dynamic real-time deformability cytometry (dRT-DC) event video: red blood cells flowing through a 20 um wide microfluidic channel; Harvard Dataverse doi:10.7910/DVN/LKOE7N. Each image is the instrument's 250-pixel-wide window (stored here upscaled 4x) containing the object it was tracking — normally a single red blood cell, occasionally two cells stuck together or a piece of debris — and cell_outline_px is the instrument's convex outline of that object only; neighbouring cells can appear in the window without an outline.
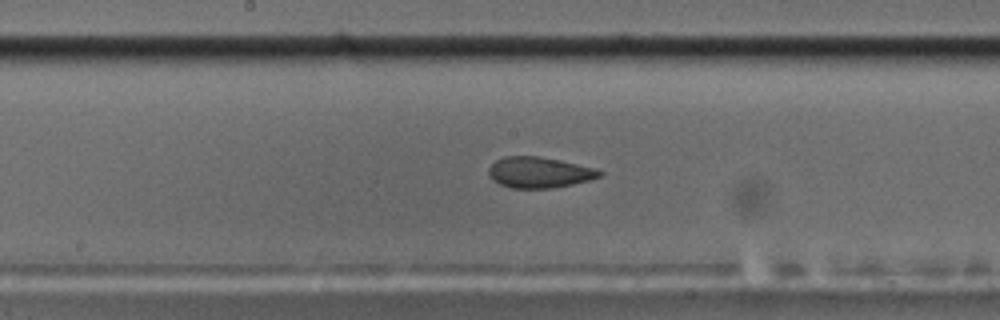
{"species": "common noctule bat (a hibernating species)", "species_latin": "Nyctalus noctula", "temperature_condition": "cold", "stored_images_in_passage": 48, "camera_frame_rate_fps": 3000, "um_per_image_px": 0.085, "animal": {"sex": "male", "body_mass_g": 17.5, "forearm_length_mm": 52.3}, "frame": {"image": 1, "passage_image": 21, "time_ms": 6.667, "image_size_px": [1000, 320], "cell_outline_px": [[604, 172], [600, 176], [588, 180], [556, 188], [512, 188], [500, 184], [492, 180], [488, 172], [488, 168], [496, 160], [504, 156], [540, 156], [560, 160], [596, 168]], "centroid_in_image_um": [45.83, 14.65], "position_along_channel_um": 202.4, "area_um2": 20.0}}
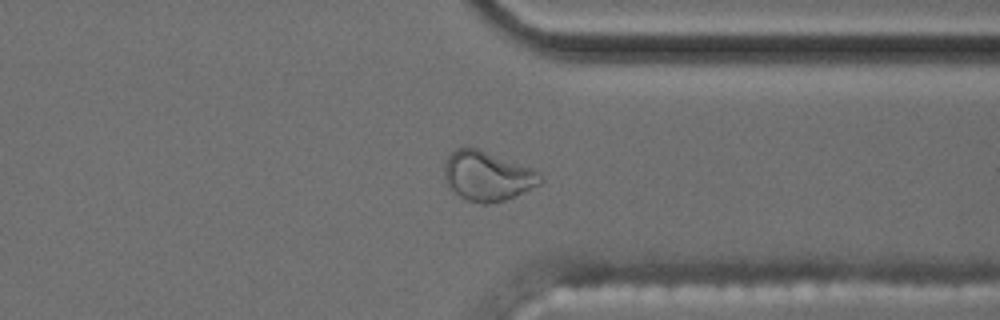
{"frame": {"image": 2, "passage_image": 35, "time_ms": 11.333, "image_size_px": [1000, 320], "cell_outline_px": [[544, 180], [540, 184], [504, 200], [488, 204], [480, 204], [464, 200], [448, 188], [444, 180], [444, 164], [448, 156], [456, 148], [476, 148], [528, 168], [536, 172]], "centroid_in_image_um": [41.33, 15.0], "position_along_channel_um": 370.1, "area_um2": 27.28}}
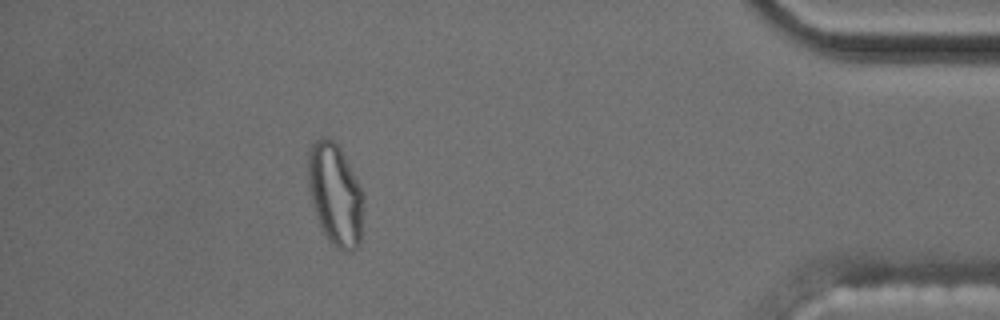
{"frame": {"image": 3, "passage_image": 42, "time_ms": 13.667, "image_size_px": [1000, 320], "cell_outline_px": [[364, 204], [360, 244], [352, 252], [340, 252], [328, 240], [316, 216], [312, 204], [308, 188], [308, 152], [312, 144], [320, 136], [328, 136], [340, 148], [360, 184], [364, 192]], "centroid_in_image_um": [28.51, 16.55], "position_along_channel_um": 406.7, "area_um2": 33.52}, "authors_computed_cell_mechanics": {"area_um2": 21.2415, "velocity_mm_per_s": 3.6067, "shape_relaxation_time_tau1_ms": null, "shape_relaxation_time_tau2_ms": 1.3098, "deformation_change_tau1": null, "deformation_change_tau2": 0.0785}}